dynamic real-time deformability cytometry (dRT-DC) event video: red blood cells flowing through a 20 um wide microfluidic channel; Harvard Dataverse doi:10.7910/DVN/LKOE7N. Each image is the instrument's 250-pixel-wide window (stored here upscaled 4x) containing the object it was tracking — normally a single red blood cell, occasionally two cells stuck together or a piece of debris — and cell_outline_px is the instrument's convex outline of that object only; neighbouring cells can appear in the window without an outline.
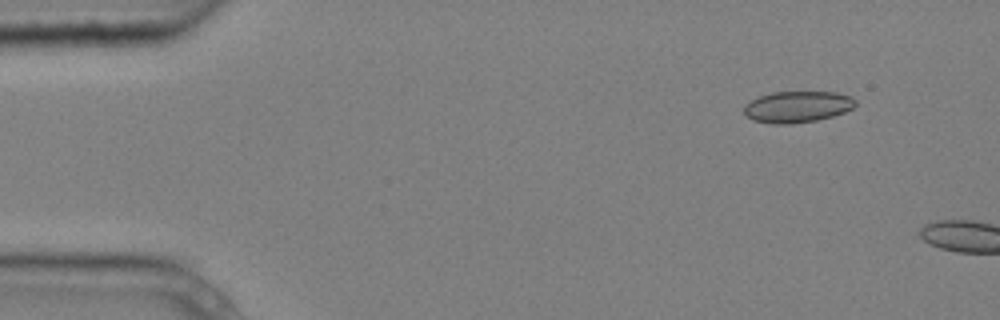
{"species": "common noctule bat (a hibernating species)", "species_latin": "Nyctalus noctula", "temperature_condition": "cold", "stored_images_in_passage": 2, "camera_frame_rate_fps": 3000, "um_per_image_px": 0.085, "animal": {"sex": "male", "body_mass_g": 20.4}, "frame": {"image": 1, "passage_image": 1, "time_ms": 0.0, "image_size_px": [1000, 320], "cell_outline_px": [[856, 104], [852, 108], [844, 112], [832, 116], [816, 120], [792, 124], [772, 124], [752, 120], [744, 116], [744, 104], [760, 96], [772, 92], [836, 92], [852, 96], [856, 100]], "centroid_in_image_um": [67.76, 9.08], "position_along_channel_um": 17.2, "area_um2": 20.52}}